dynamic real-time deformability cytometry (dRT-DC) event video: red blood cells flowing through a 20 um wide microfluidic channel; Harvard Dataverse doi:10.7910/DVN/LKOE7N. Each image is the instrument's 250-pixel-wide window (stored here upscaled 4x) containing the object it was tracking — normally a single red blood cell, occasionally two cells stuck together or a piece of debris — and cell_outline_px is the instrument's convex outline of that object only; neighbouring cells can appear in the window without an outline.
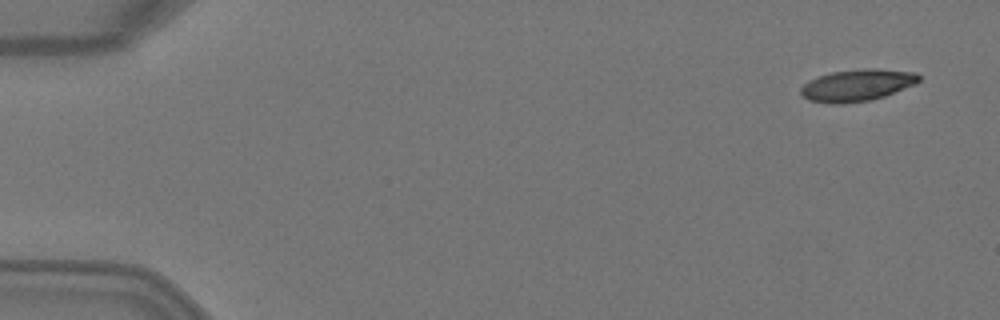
{"species": "Egyptian fruit bat (a non-hibernating species)", "species_latin": "Rousettus aegyptiacus", "temperature_condition": "warm", "stored_images_in_passage": 5, "camera_frame_rate_fps": 3000, "um_per_image_px": 0.085, "animal": {"sex": "female"}, "frame": {"image": 1, "passage_image": 1, "time_ms": 0.0, "image_size_px": [1000, 320], "cell_outline_px": [[920, 80], [916, 84], [884, 96], [868, 100], [844, 104], [832, 104], [808, 100], [800, 92], [800, 88], [808, 80], [816, 76], [832, 72], [864, 68], [876, 68], [916, 72], [920, 76]], "centroid_in_image_um": [72.85, 7.23], "position_along_channel_um": 12.2, "area_um2": 22.08}}